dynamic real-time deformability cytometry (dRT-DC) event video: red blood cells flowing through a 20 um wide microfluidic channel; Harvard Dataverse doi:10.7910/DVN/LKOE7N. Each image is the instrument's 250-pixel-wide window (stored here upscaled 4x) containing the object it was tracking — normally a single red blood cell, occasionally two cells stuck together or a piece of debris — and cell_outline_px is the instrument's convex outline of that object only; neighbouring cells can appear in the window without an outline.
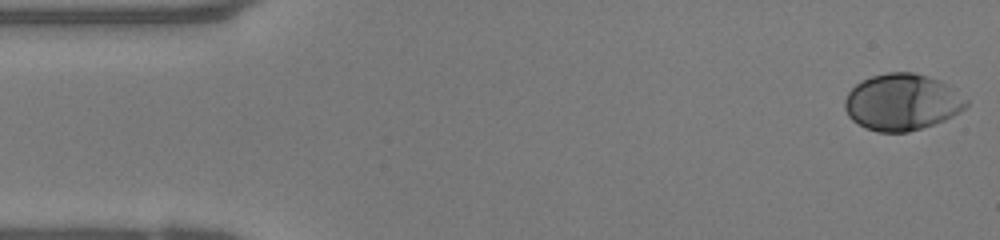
{"species": "human", "species_latin": "Homo sapiens", "temperature_condition": "warm", "stored_images_in_passage": 49, "camera_frame_rate_fps": 3000, "um_per_image_px": 0.085, "donor": {"sex": "female"}, "frame": {"image": 1, "passage_image": 1, "time_ms": 0.0, "image_size_px": [1000, 240], "cell_outline_px": [[968, 104], [960, 112], [944, 120], [908, 132], [876, 132], [864, 128], [852, 120], [848, 116], [844, 108], [844, 100], [848, 92], [860, 80], [872, 76], [888, 72], [912, 72], [928, 76], [940, 80], [956, 88], [968, 100]], "centroid_in_image_um": [76.67, 8.67], "position_along_channel_um": 8.3, "area_um2": 40.4}}
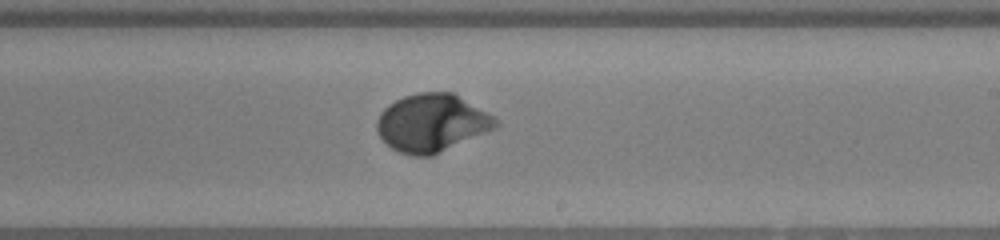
{"frame": {"image": 2, "passage_image": 28, "time_ms": 9.0, "image_size_px": [1000, 240], "cell_outline_px": [[500, 124], [496, 128], [432, 156], [412, 156], [400, 152], [392, 148], [380, 136], [376, 128], [376, 120], [380, 112], [388, 104], [404, 96], [420, 92], [452, 92], [496, 116], [500, 120]], "centroid_in_image_um": [36.73, 10.44], "position_along_channel_um": 252.3, "area_um2": 40.23}}
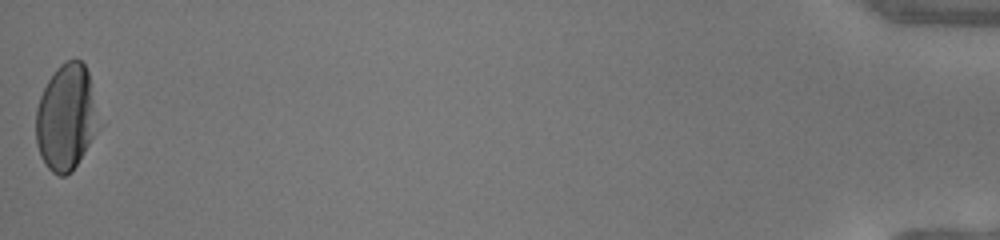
{"frame": {"image": 3, "passage_image": 49, "time_ms": 16.0, "image_size_px": [1000, 240], "cell_outline_px": [[104, 124], [72, 172], [64, 176], [60, 176], [52, 172], [48, 168], [40, 156], [36, 144], [36, 108], [40, 96], [48, 80], [56, 68], [64, 60], [80, 60], [84, 64], [88, 72]], "centroid_in_image_um": [5.69, 9.99], "position_along_channel_um": 429.5, "area_um2": 40.0}, "authors_computed_cell_mechanics": {"area_um2": 37.9746, "velocity_mm_per_s": 4.0538, "shape_relaxation_time_tau1_ms": 2.3252, "shape_relaxation_time_tau2_ms": null, "deformation_change_tau1": 0.1419, "deformation_change_tau2": null}}